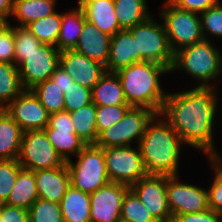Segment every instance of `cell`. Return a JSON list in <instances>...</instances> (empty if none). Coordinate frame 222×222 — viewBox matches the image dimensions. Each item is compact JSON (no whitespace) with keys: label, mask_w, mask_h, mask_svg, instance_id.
I'll return each instance as SVG.
<instances>
[{"label":"cell","mask_w":222,"mask_h":222,"mask_svg":"<svg viewBox=\"0 0 222 222\" xmlns=\"http://www.w3.org/2000/svg\"><path fill=\"white\" fill-rule=\"evenodd\" d=\"M217 88L194 85L184 91L168 92L160 112L188 148L206 157L221 154L214 144L220 101Z\"/></svg>","instance_id":"cell-1"},{"label":"cell","mask_w":222,"mask_h":222,"mask_svg":"<svg viewBox=\"0 0 222 222\" xmlns=\"http://www.w3.org/2000/svg\"><path fill=\"white\" fill-rule=\"evenodd\" d=\"M187 145L181 140L172 126L156 114L145 128L138 144L146 173L148 175H179V162L182 147Z\"/></svg>","instance_id":"cell-2"},{"label":"cell","mask_w":222,"mask_h":222,"mask_svg":"<svg viewBox=\"0 0 222 222\" xmlns=\"http://www.w3.org/2000/svg\"><path fill=\"white\" fill-rule=\"evenodd\" d=\"M122 84L126 102L130 107H143L160 114L167 97L162 77L171 73L159 63L137 62L116 72Z\"/></svg>","instance_id":"cell-3"},{"label":"cell","mask_w":222,"mask_h":222,"mask_svg":"<svg viewBox=\"0 0 222 222\" xmlns=\"http://www.w3.org/2000/svg\"><path fill=\"white\" fill-rule=\"evenodd\" d=\"M176 71L195 79L197 87H218L215 82L222 76V51L210 40L184 47L174 53L170 72Z\"/></svg>","instance_id":"cell-4"},{"label":"cell","mask_w":222,"mask_h":222,"mask_svg":"<svg viewBox=\"0 0 222 222\" xmlns=\"http://www.w3.org/2000/svg\"><path fill=\"white\" fill-rule=\"evenodd\" d=\"M77 159L66 161L70 172L71 185L91 194L110 182L104 156V148L95 144L86 145L76 156Z\"/></svg>","instance_id":"cell-5"},{"label":"cell","mask_w":222,"mask_h":222,"mask_svg":"<svg viewBox=\"0 0 222 222\" xmlns=\"http://www.w3.org/2000/svg\"><path fill=\"white\" fill-rule=\"evenodd\" d=\"M152 14L144 22L129 28L137 46V62L151 61L172 68L174 53L170 48L163 23Z\"/></svg>","instance_id":"cell-6"},{"label":"cell","mask_w":222,"mask_h":222,"mask_svg":"<svg viewBox=\"0 0 222 222\" xmlns=\"http://www.w3.org/2000/svg\"><path fill=\"white\" fill-rule=\"evenodd\" d=\"M159 16L173 53L204 40L198 13L179 9L168 0L163 2Z\"/></svg>","instance_id":"cell-7"},{"label":"cell","mask_w":222,"mask_h":222,"mask_svg":"<svg viewBox=\"0 0 222 222\" xmlns=\"http://www.w3.org/2000/svg\"><path fill=\"white\" fill-rule=\"evenodd\" d=\"M155 115L148 108L130 107L119 122L98 135L95 145L101 148L131 146L133 142L138 145L147 124Z\"/></svg>","instance_id":"cell-8"},{"label":"cell","mask_w":222,"mask_h":222,"mask_svg":"<svg viewBox=\"0 0 222 222\" xmlns=\"http://www.w3.org/2000/svg\"><path fill=\"white\" fill-rule=\"evenodd\" d=\"M14 64L18 67L20 81L24 89L50 79L60 65V51L56 46L42 43L27 55H15Z\"/></svg>","instance_id":"cell-9"},{"label":"cell","mask_w":222,"mask_h":222,"mask_svg":"<svg viewBox=\"0 0 222 222\" xmlns=\"http://www.w3.org/2000/svg\"><path fill=\"white\" fill-rule=\"evenodd\" d=\"M104 156L110 182L130 187L148 175L138 145L107 147Z\"/></svg>","instance_id":"cell-10"},{"label":"cell","mask_w":222,"mask_h":222,"mask_svg":"<svg viewBox=\"0 0 222 222\" xmlns=\"http://www.w3.org/2000/svg\"><path fill=\"white\" fill-rule=\"evenodd\" d=\"M17 160L23 169L31 171L57 168L66 163L54 149L44 130L23 132Z\"/></svg>","instance_id":"cell-11"},{"label":"cell","mask_w":222,"mask_h":222,"mask_svg":"<svg viewBox=\"0 0 222 222\" xmlns=\"http://www.w3.org/2000/svg\"><path fill=\"white\" fill-rule=\"evenodd\" d=\"M179 175L167 176V200L172 218L177 215L200 213L209 209L208 192L202 186L179 182Z\"/></svg>","instance_id":"cell-12"},{"label":"cell","mask_w":222,"mask_h":222,"mask_svg":"<svg viewBox=\"0 0 222 222\" xmlns=\"http://www.w3.org/2000/svg\"><path fill=\"white\" fill-rule=\"evenodd\" d=\"M50 143L66 162L83 150L86 143L75 133L71 115L60 111L49 115V123L44 129Z\"/></svg>","instance_id":"cell-13"},{"label":"cell","mask_w":222,"mask_h":222,"mask_svg":"<svg viewBox=\"0 0 222 222\" xmlns=\"http://www.w3.org/2000/svg\"><path fill=\"white\" fill-rule=\"evenodd\" d=\"M158 222H172L167 200V175H147L129 187Z\"/></svg>","instance_id":"cell-14"},{"label":"cell","mask_w":222,"mask_h":222,"mask_svg":"<svg viewBox=\"0 0 222 222\" xmlns=\"http://www.w3.org/2000/svg\"><path fill=\"white\" fill-rule=\"evenodd\" d=\"M5 111L23 132L44 130L49 123V113L31 89H24L6 107Z\"/></svg>","instance_id":"cell-15"},{"label":"cell","mask_w":222,"mask_h":222,"mask_svg":"<svg viewBox=\"0 0 222 222\" xmlns=\"http://www.w3.org/2000/svg\"><path fill=\"white\" fill-rule=\"evenodd\" d=\"M129 186L108 182L89 194L91 222H121V209Z\"/></svg>","instance_id":"cell-16"},{"label":"cell","mask_w":222,"mask_h":222,"mask_svg":"<svg viewBox=\"0 0 222 222\" xmlns=\"http://www.w3.org/2000/svg\"><path fill=\"white\" fill-rule=\"evenodd\" d=\"M59 66L74 78L76 82L91 90L106 73L104 65L89 59L75 50L61 51Z\"/></svg>","instance_id":"cell-17"},{"label":"cell","mask_w":222,"mask_h":222,"mask_svg":"<svg viewBox=\"0 0 222 222\" xmlns=\"http://www.w3.org/2000/svg\"><path fill=\"white\" fill-rule=\"evenodd\" d=\"M34 176L38 198L58 204L71 185L66 163L57 168L34 171Z\"/></svg>","instance_id":"cell-18"},{"label":"cell","mask_w":222,"mask_h":222,"mask_svg":"<svg viewBox=\"0 0 222 222\" xmlns=\"http://www.w3.org/2000/svg\"><path fill=\"white\" fill-rule=\"evenodd\" d=\"M111 36L85 20L78 42L73 50L106 66Z\"/></svg>","instance_id":"cell-19"},{"label":"cell","mask_w":222,"mask_h":222,"mask_svg":"<svg viewBox=\"0 0 222 222\" xmlns=\"http://www.w3.org/2000/svg\"><path fill=\"white\" fill-rule=\"evenodd\" d=\"M134 63H137L136 40L129 29H121L111 36L106 71L117 72Z\"/></svg>","instance_id":"cell-20"},{"label":"cell","mask_w":222,"mask_h":222,"mask_svg":"<svg viewBox=\"0 0 222 222\" xmlns=\"http://www.w3.org/2000/svg\"><path fill=\"white\" fill-rule=\"evenodd\" d=\"M79 6L86 20L102 32L113 36L122 29L115 15L114 0H84Z\"/></svg>","instance_id":"cell-21"},{"label":"cell","mask_w":222,"mask_h":222,"mask_svg":"<svg viewBox=\"0 0 222 222\" xmlns=\"http://www.w3.org/2000/svg\"><path fill=\"white\" fill-rule=\"evenodd\" d=\"M64 222H91L89 194L70 185L59 202Z\"/></svg>","instance_id":"cell-22"},{"label":"cell","mask_w":222,"mask_h":222,"mask_svg":"<svg viewBox=\"0 0 222 222\" xmlns=\"http://www.w3.org/2000/svg\"><path fill=\"white\" fill-rule=\"evenodd\" d=\"M92 102L96 106L128 105L121 81L116 72H107L92 89Z\"/></svg>","instance_id":"cell-23"},{"label":"cell","mask_w":222,"mask_h":222,"mask_svg":"<svg viewBox=\"0 0 222 222\" xmlns=\"http://www.w3.org/2000/svg\"><path fill=\"white\" fill-rule=\"evenodd\" d=\"M66 11L61 13V28L56 45L60 52L75 48L86 20L84 12L79 5Z\"/></svg>","instance_id":"cell-24"},{"label":"cell","mask_w":222,"mask_h":222,"mask_svg":"<svg viewBox=\"0 0 222 222\" xmlns=\"http://www.w3.org/2000/svg\"><path fill=\"white\" fill-rule=\"evenodd\" d=\"M58 0H14L13 13L16 27H26L39 18H45L56 11Z\"/></svg>","instance_id":"cell-25"},{"label":"cell","mask_w":222,"mask_h":222,"mask_svg":"<svg viewBox=\"0 0 222 222\" xmlns=\"http://www.w3.org/2000/svg\"><path fill=\"white\" fill-rule=\"evenodd\" d=\"M38 199L34 171L21 169L6 204L29 210Z\"/></svg>","instance_id":"cell-26"},{"label":"cell","mask_w":222,"mask_h":222,"mask_svg":"<svg viewBox=\"0 0 222 222\" xmlns=\"http://www.w3.org/2000/svg\"><path fill=\"white\" fill-rule=\"evenodd\" d=\"M23 131L5 111L0 116V159H18Z\"/></svg>","instance_id":"cell-27"},{"label":"cell","mask_w":222,"mask_h":222,"mask_svg":"<svg viewBox=\"0 0 222 222\" xmlns=\"http://www.w3.org/2000/svg\"><path fill=\"white\" fill-rule=\"evenodd\" d=\"M115 15L122 29H129L151 16L147 0H114Z\"/></svg>","instance_id":"cell-28"},{"label":"cell","mask_w":222,"mask_h":222,"mask_svg":"<svg viewBox=\"0 0 222 222\" xmlns=\"http://www.w3.org/2000/svg\"><path fill=\"white\" fill-rule=\"evenodd\" d=\"M69 113L77 136L82 139L86 145L95 144L98 138L96 127V105L92 102Z\"/></svg>","instance_id":"cell-29"},{"label":"cell","mask_w":222,"mask_h":222,"mask_svg":"<svg viewBox=\"0 0 222 222\" xmlns=\"http://www.w3.org/2000/svg\"><path fill=\"white\" fill-rule=\"evenodd\" d=\"M23 90L18 67L0 62V106L5 108Z\"/></svg>","instance_id":"cell-30"},{"label":"cell","mask_w":222,"mask_h":222,"mask_svg":"<svg viewBox=\"0 0 222 222\" xmlns=\"http://www.w3.org/2000/svg\"><path fill=\"white\" fill-rule=\"evenodd\" d=\"M42 43L57 45L61 28V12L57 10L45 18H39L26 26Z\"/></svg>","instance_id":"cell-31"},{"label":"cell","mask_w":222,"mask_h":222,"mask_svg":"<svg viewBox=\"0 0 222 222\" xmlns=\"http://www.w3.org/2000/svg\"><path fill=\"white\" fill-rule=\"evenodd\" d=\"M49 114L64 111V92L51 79L31 88Z\"/></svg>","instance_id":"cell-32"},{"label":"cell","mask_w":222,"mask_h":222,"mask_svg":"<svg viewBox=\"0 0 222 222\" xmlns=\"http://www.w3.org/2000/svg\"><path fill=\"white\" fill-rule=\"evenodd\" d=\"M121 221L158 222L130 188L126 191L123 199Z\"/></svg>","instance_id":"cell-33"},{"label":"cell","mask_w":222,"mask_h":222,"mask_svg":"<svg viewBox=\"0 0 222 222\" xmlns=\"http://www.w3.org/2000/svg\"><path fill=\"white\" fill-rule=\"evenodd\" d=\"M206 158L214 176L207 188L209 209L222 214V154Z\"/></svg>","instance_id":"cell-34"},{"label":"cell","mask_w":222,"mask_h":222,"mask_svg":"<svg viewBox=\"0 0 222 222\" xmlns=\"http://www.w3.org/2000/svg\"><path fill=\"white\" fill-rule=\"evenodd\" d=\"M29 222H64L58 203L37 199L28 210Z\"/></svg>","instance_id":"cell-35"},{"label":"cell","mask_w":222,"mask_h":222,"mask_svg":"<svg viewBox=\"0 0 222 222\" xmlns=\"http://www.w3.org/2000/svg\"><path fill=\"white\" fill-rule=\"evenodd\" d=\"M21 169L17 159H0V204L7 202Z\"/></svg>","instance_id":"cell-36"},{"label":"cell","mask_w":222,"mask_h":222,"mask_svg":"<svg viewBox=\"0 0 222 222\" xmlns=\"http://www.w3.org/2000/svg\"><path fill=\"white\" fill-rule=\"evenodd\" d=\"M204 40L222 38V2L199 14Z\"/></svg>","instance_id":"cell-37"},{"label":"cell","mask_w":222,"mask_h":222,"mask_svg":"<svg viewBox=\"0 0 222 222\" xmlns=\"http://www.w3.org/2000/svg\"><path fill=\"white\" fill-rule=\"evenodd\" d=\"M92 103V90L74 81L64 93V110L73 112Z\"/></svg>","instance_id":"cell-38"},{"label":"cell","mask_w":222,"mask_h":222,"mask_svg":"<svg viewBox=\"0 0 222 222\" xmlns=\"http://www.w3.org/2000/svg\"><path fill=\"white\" fill-rule=\"evenodd\" d=\"M129 108V105L96 106L97 134L119 122Z\"/></svg>","instance_id":"cell-39"},{"label":"cell","mask_w":222,"mask_h":222,"mask_svg":"<svg viewBox=\"0 0 222 222\" xmlns=\"http://www.w3.org/2000/svg\"><path fill=\"white\" fill-rule=\"evenodd\" d=\"M14 40L15 55L30 54L42 44L26 27L14 26Z\"/></svg>","instance_id":"cell-40"},{"label":"cell","mask_w":222,"mask_h":222,"mask_svg":"<svg viewBox=\"0 0 222 222\" xmlns=\"http://www.w3.org/2000/svg\"><path fill=\"white\" fill-rule=\"evenodd\" d=\"M14 26L9 24L0 31V62L14 64Z\"/></svg>","instance_id":"cell-41"},{"label":"cell","mask_w":222,"mask_h":222,"mask_svg":"<svg viewBox=\"0 0 222 222\" xmlns=\"http://www.w3.org/2000/svg\"><path fill=\"white\" fill-rule=\"evenodd\" d=\"M175 7L192 11L195 13H202L221 2V0H168Z\"/></svg>","instance_id":"cell-42"},{"label":"cell","mask_w":222,"mask_h":222,"mask_svg":"<svg viewBox=\"0 0 222 222\" xmlns=\"http://www.w3.org/2000/svg\"><path fill=\"white\" fill-rule=\"evenodd\" d=\"M172 222H222V214L208 209L200 213L177 215Z\"/></svg>","instance_id":"cell-43"},{"label":"cell","mask_w":222,"mask_h":222,"mask_svg":"<svg viewBox=\"0 0 222 222\" xmlns=\"http://www.w3.org/2000/svg\"><path fill=\"white\" fill-rule=\"evenodd\" d=\"M0 222H29L28 210L6 203L0 204Z\"/></svg>","instance_id":"cell-44"},{"label":"cell","mask_w":222,"mask_h":222,"mask_svg":"<svg viewBox=\"0 0 222 222\" xmlns=\"http://www.w3.org/2000/svg\"><path fill=\"white\" fill-rule=\"evenodd\" d=\"M50 79L56 83V85L62 90V92H66L71 84L75 81L62 67H58L55 72L50 76Z\"/></svg>","instance_id":"cell-45"},{"label":"cell","mask_w":222,"mask_h":222,"mask_svg":"<svg viewBox=\"0 0 222 222\" xmlns=\"http://www.w3.org/2000/svg\"><path fill=\"white\" fill-rule=\"evenodd\" d=\"M13 5L14 0H0V14L9 20L13 13Z\"/></svg>","instance_id":"cell-46"},{"label":"cell","mask_w":222,"mask_h":222,"mask_svg":"<svg viewBox=\"0 0 222 222\" xmlns=\"http://www.w3.org/2000/svg\"><path fill=\"white\" fill-rule=\"evenodd\" d=\"M9 24H10L9 20L5 16L0 14V31H2Z\"/></svg>","instance_id":"cell-47"},{"label":"cell","mask_w":222,"mask_h":222,"mask_svg":"<svg viewBox=\"0 0 222 222\" xmlns=\"http://www.w3.org/2000/svg\"><path fill=\"white\" fill-rule=\"evenodd\" d=\"M5 112V108L0 106V116Z\"/></svg>","instance_id":"cell-48"},{"label":"cell","mask_w":222,"mask_h":222,"mask_svg":"<svg viewBox=\"0 0 222 222\" xmlns=\"http://www.w3.org/2000/svg\"><path fill=\"white\" fill-rule=\"evenodd\" d=\"M84 0H78L77 5H80Z\"/></svg>","instance_id":"cell-49"}]
</instances>
